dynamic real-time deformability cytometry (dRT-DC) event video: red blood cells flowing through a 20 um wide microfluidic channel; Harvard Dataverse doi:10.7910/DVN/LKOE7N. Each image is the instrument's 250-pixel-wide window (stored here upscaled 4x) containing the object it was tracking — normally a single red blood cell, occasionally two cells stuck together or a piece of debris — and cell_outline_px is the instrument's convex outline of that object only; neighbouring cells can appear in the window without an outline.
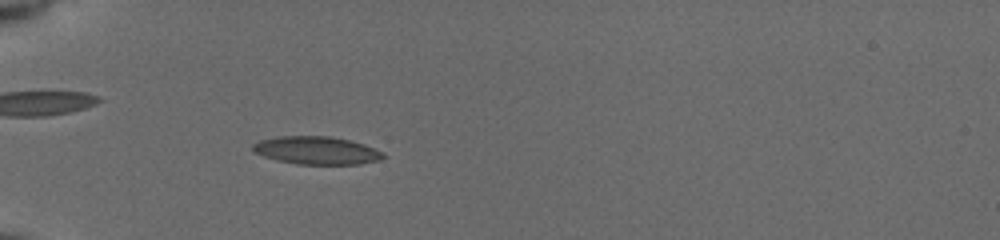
{"species": "common noctule bat (a hibernating species)", "species_latin": "Nyctalus noctula", "temperature_condition": "cold", "stored_images_in_passage": 54, "camera_frame_rate_fps": 3000, "um_per_image_px": 0.085, "animal": {"sex": "female", "body_mass_g": 19.5, "forearm_length_mm": 54.1}, "frame": {"image": 1, "passage_image": 19, "time_ms": 6.0, "image_size_px": [1000, 240], "cell_outline_px": [[384, 156], [380, 160], [360, 164], [296, 164], [276, 160], [264, 156], [256, 152], [252, 148], [252, 144], [260, 140], [276, 136], [328, 136], [348, 140], [364, 144], [380, 152]], "centroid_in_image_um": [26.86, 12.78], "position_along_channel_um": 58.1, "area_um2": 20.98}}
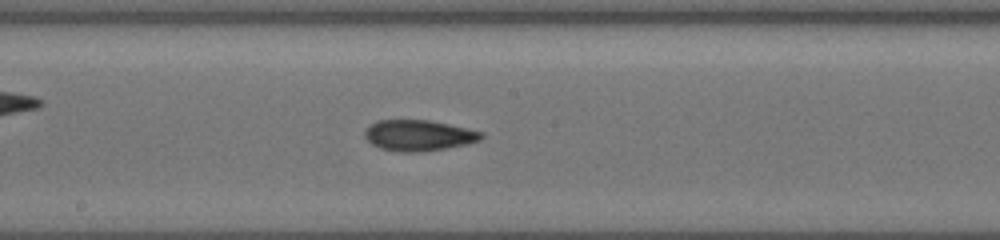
{"frame": {"image": 2, "passage_image": 32, "time_ms": 10.333, "image_size_px": [1000, 240], "cell_outline_px": [[484, 136], [480, 140], [468, 144], [420, 152], [400, 152], [380, 148], [372, 144], [364, 136], [364, 132], [368, 124], [376, 120], [428, 120], [448, 124], [484, 132]], "centroid_in_image_um": [35.56, 11.5], "position_along_channel_um": 212.6, "area_um2": 21.04}}
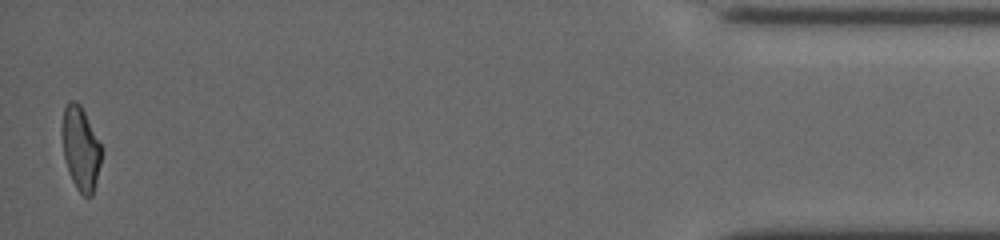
{"frame": {"image": 3, "passage_image": 54, "time_ms": 17.667, "image_size_px": [1000, 240], "cell_outline_px": [[100, 164], [92, 196], [84, 196], [76, 188], [68, 172], [64, 156], [60, 132], [64, 108], [68, 100], [76, 100], [80, 104], [100, 144]], "centroid_in_image_um": [6.8, 12.59], "position_along_channel_um": 428.4, "area_um2": 19.02}, "authors_computed_cell_mechanics": {"area_um2": 20.2589, "velocity_mm_per_s": 3.9342, "shape_relaxation_time_tau1_ms": 3.4762, "shape_relaxation_time_tau2_ms": 1.8567, "deformation_change_tau1": 0.1583, "deformation_change_tau2": 0.0855}}